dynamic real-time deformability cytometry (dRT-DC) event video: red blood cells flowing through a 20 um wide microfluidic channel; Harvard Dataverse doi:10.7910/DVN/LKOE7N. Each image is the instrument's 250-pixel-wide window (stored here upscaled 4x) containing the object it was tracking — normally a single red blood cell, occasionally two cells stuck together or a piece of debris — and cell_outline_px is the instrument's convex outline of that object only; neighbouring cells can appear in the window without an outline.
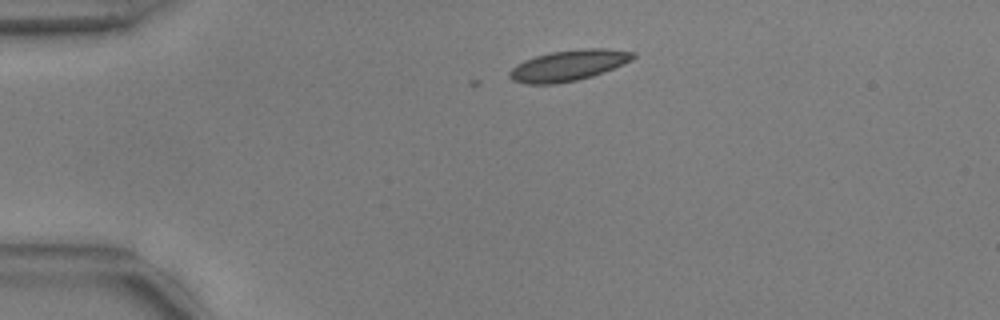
{"species": "common noctule bat (a hibernating species)", "species_latin": "Nyctalus noctula", "temperature_condition": "warm", "stored_images_in_passage": 2, "camera_frame_rate_fps": 3000, "um_per_image_px": 0.085, "animal": {"sex": "male", "body_mass_g": 17.9, "forearm_length_mm": 54.2}, "frame": {"image": 1, "passage_image": 2, "time_ms": 0.333, "image_size_px": [1000, 320], "cell_outline_px": [[636, 56], [632, 60], [624, 64], [604, 72], [592, 76], [576, 80], [556, 84], [524, 84], [512, 80], [508, 76], [508, 72], [516, 64], [524, 60], [536, 56], [552, 52], [584, 48], [604, 48], [636, 52]], "centroid_in_image_um": [48.32, 5.56], "position_along_channel_um": 36.7, "area_um2": 22.31}}